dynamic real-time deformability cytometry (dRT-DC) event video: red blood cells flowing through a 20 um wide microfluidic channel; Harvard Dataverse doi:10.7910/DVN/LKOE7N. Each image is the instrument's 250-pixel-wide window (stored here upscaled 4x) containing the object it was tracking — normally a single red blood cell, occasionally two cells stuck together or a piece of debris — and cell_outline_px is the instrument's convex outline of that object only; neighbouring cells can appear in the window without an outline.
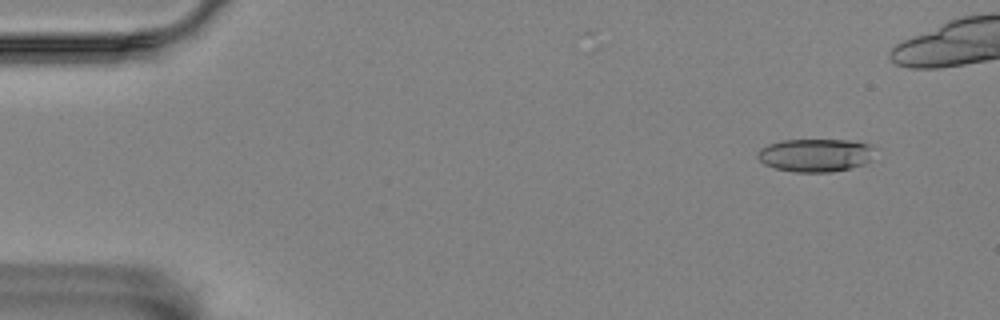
{"species": "Egyptian fruit bat (a non-hibernating species)", "species_latin": "Rousettus aegyptiacus", "temperature_condition": "room temperature", "stored_images_in_passage": 11, "segment_of_instrument_passage": [1, 2], "camera_frame_rate_fps": 3000, "um_per_image_px": 0.085, "animal": {"sex": "female"}, "frame": {"image": 1, "passage_image": 1, "time_ms": 0.0, "image_size_px": [1000, 320], "cell_outline_px": [[868, 160], [864, 164], [832, 172], [796, 172], [776, 168], [764, 164], [756, 156], [756, 152], [760, 148], [768, 144], [784, 140], [848, 140], [868, 144]], "centroid_in_image_um": [69.18, 13.19], "position_along_channel_um": 15.8, "area_um2": 22.02}}
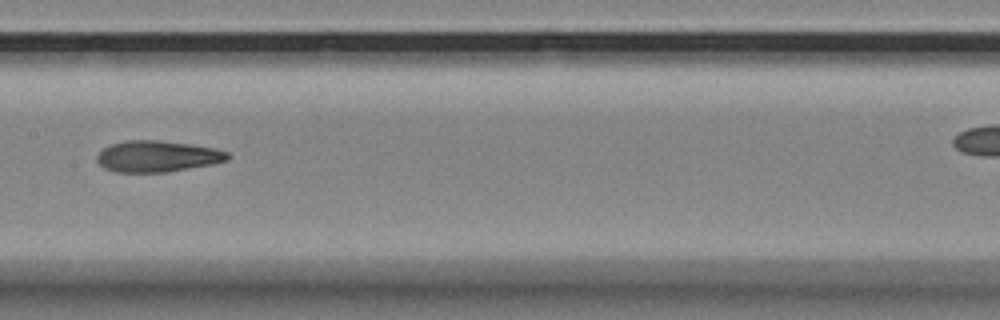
{"frame": {"image": 2, "passage_image": 7, "time_ms": 8.0, "image_size_px": [1000, 320], "cell_outline_px": [[232, 156], [228, 160], [212, 164], [164, 172], [116, 172], [104, 168], [96, 160], [96, 156], [104, 148], [112, 144], [124, 140], [160, 140], [216, 148], [228, 152]], "centroid_in_image_um": [13.38, 13.28], "position_along_channel_um": 194.0, "area_um2": 23.76}}
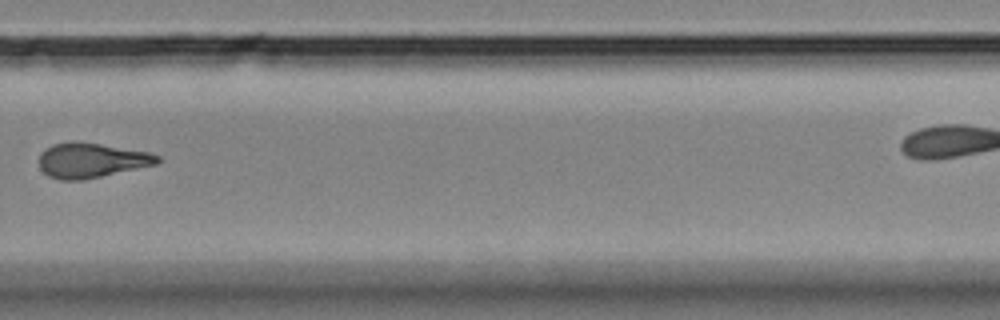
{"frame": {"image": 3, "passage_image": 10, "time_ms": 11.667, "image_size_px": [1000, 320], "cell_outline_px": [[160, 160], [156, 164], [84, 180], [60, 180], [48, 176], [40, 168], [40, 152], [44, 148], [52, 144], [72, 140], [76, 140], [148, 152], [160, 156]], "centroid_in_image_um": [7.71, 13.61], "position_along_channel_um": 322.1, "area_um2": 24.1}}